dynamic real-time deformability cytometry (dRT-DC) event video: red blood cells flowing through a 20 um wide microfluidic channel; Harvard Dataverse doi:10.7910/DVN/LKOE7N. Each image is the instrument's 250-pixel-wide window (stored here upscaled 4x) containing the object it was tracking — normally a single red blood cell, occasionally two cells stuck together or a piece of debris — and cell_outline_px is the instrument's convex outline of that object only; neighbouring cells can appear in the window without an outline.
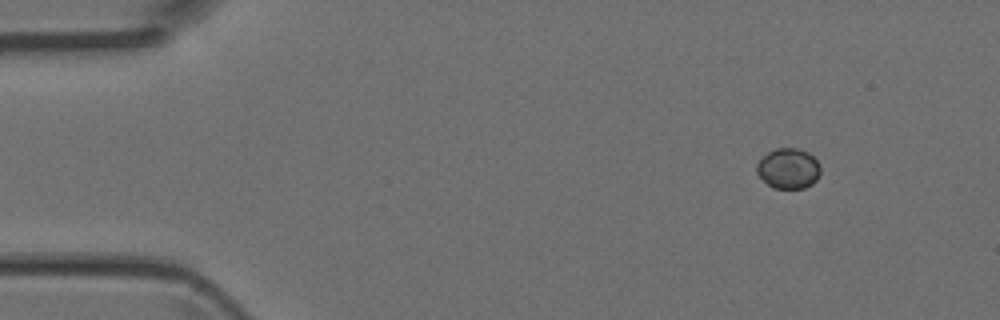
{"species": "Egyptian fruit bat (a non-hibernating species)", "species_latin": "Rousettus aegyptiacus", "temperature_condition": "room temperature", "stored_images_in_passage": 3, "camera_frame_rate_fps": 3000, "um_per_image_px": 0.085, "animal": {"sex": "female"}, "frame": {"image": 1, "passage_image": 1, "time_ms": 0.0, "image_size_px": [1000, 320], "cell_outline_px": [[820, 172], [816, 180], [812, 184], [804, 188], [772, 188], [756, 172], [756, 164], [768, 152], [776, 148], [796, 148], [808, 152], [820, 164]], "centroid_in_image_um": [67.02, 14.32], "position_along_channel_um": 18.0, "area_um2": 14.91}}